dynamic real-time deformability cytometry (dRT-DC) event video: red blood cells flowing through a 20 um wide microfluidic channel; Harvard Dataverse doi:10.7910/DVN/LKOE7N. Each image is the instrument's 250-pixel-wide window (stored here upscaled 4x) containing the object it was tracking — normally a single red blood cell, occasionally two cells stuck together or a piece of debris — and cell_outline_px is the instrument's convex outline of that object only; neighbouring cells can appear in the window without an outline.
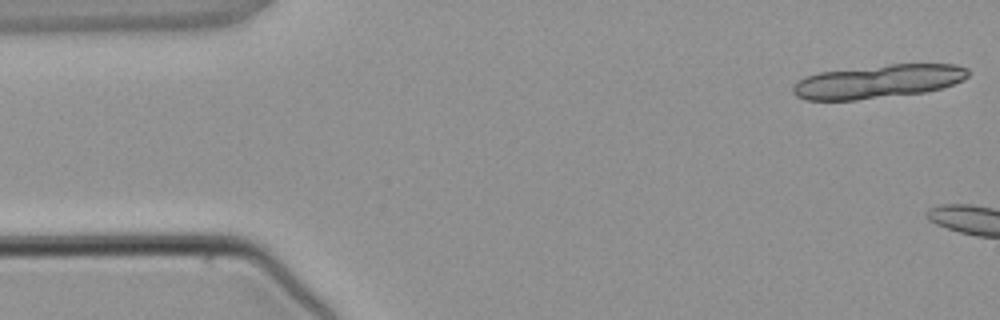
{"species": "common noctule bat (a hibernating species)", "species_latin": "Nyctalus noctula", "temperature_condition": "warm", "stored_images_in_passage": 2, "camera_frame_rate_fps": 3000, "um_per_image_px": 0.085, "animal": {"sex": "male", "body_mass_g": 21.5, "forearm_length_mm": 52.0}, "frame": {"image": 1, "passage_image": 1, "time_ms": 0.0, "image_size_px": [1000, 320], "cell_outline_px": [[968, 76], [964, 80], [940, 88], [924, 92], [856, 100], [804, 100], [796, 96], [792, 92], [792, 84], [804, 76], [820, 72], [892, 64], [956, 64], [968, 68]], "centroid_in_image_um": [74.6, 6.93], "position_along_channel_um": 10.4, "area_um2": 34.16}}